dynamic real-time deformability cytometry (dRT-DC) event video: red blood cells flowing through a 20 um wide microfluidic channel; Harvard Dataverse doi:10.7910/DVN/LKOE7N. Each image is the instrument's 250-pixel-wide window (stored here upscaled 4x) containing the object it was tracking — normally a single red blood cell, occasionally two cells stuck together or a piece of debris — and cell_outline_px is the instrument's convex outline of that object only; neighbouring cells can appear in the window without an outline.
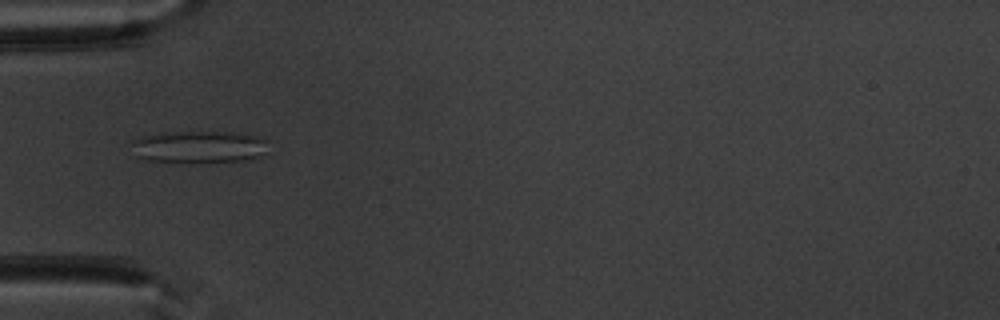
{"species": "common noctule bat (a hibernating species)", "species_latin": "Nyctalus noctula", "temperature_condition": "warm", "stored_images_in_passage": 38, "camera_frame_rate_fps": 3000, "um_per_image_px": 0.085, "animal": {"sex": "male", "body_mass_g": 20.1, "forearm_length_mm": 53.5}, "frame": {"image": 1, "passage_image": 4, "time_ms": 1.0, "image_size_px": [1000, 320], "cell_outline_px": [[264, 152], [248, 160], [148, 160], [136, 156], [128, 144], [132, 140], [144, 136], [164, 132], [236, 132], [256, 136], [264, 140]], "centroid_in_image_um": [16.81, 12.43], "position_along_channel_um": 68.2, "area_um2": 24.57}}
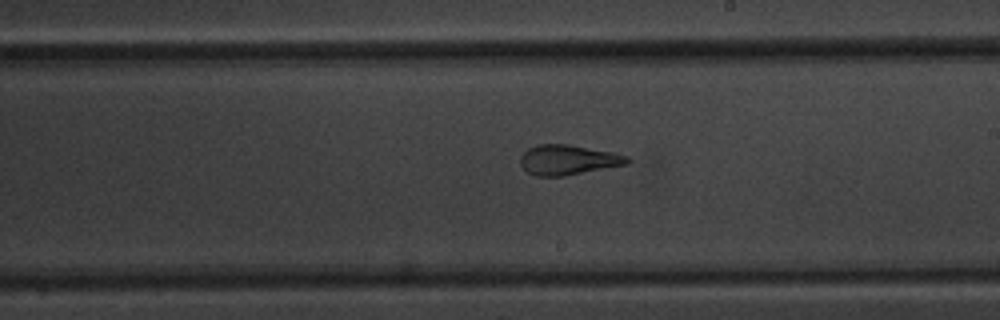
{"frame": {"image": 2, "passage_image": 17, "time_ms": 5.333, "image_size_px": [1000, 320], "cell_outline_px": [[632, 160], [628, 164], [564, 176], [536, 176], [528, 172], [520, 164], [520, 156], [528, 148], [540, 144], [568, 144], [612, 152], [628, 156]], "centroid_in_image_um": [48.3, 13.59], "position_along_channel_um": 240.7, "area_um2": 18.67}}
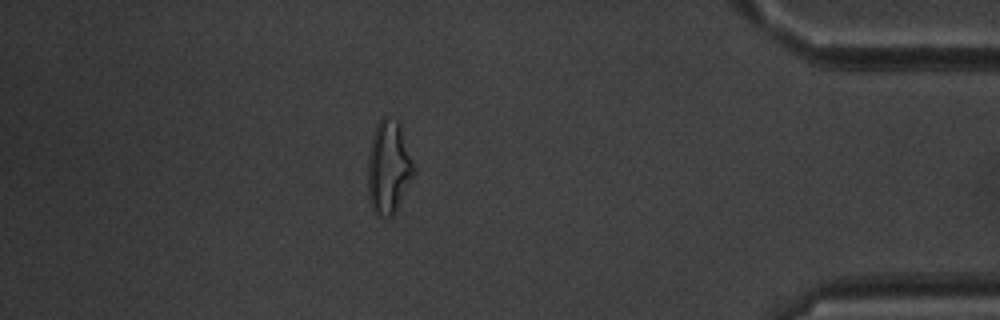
{"frame": {"image": 3, "passage_image": 32, "time_ms": 10.333, "image_size_px": [1000, 320], "cell_outline_px": [[416, 172], [396, 212], [392, 216], [384, 216], [376, 212], [372, 208], [368, 200], [368, 156], [372, 136], [376, 124], [384, 116], [400, 120]], "centroid_in_image_um": [33.05, 14.19], "position_along_channel_um": 402.1, "area_um2": 25.32}, "authors_computed_cell_mechanics": {"area_um2": 20.1722, "velocity_mm_per_s": 3.9758, "shape_relaxation_time_tau1_ms": null, "shape_relaxation_time_tau2_ms": 1.606, "deformation_change_tau1": null, "deformation_change_tau2": 0.0979}}